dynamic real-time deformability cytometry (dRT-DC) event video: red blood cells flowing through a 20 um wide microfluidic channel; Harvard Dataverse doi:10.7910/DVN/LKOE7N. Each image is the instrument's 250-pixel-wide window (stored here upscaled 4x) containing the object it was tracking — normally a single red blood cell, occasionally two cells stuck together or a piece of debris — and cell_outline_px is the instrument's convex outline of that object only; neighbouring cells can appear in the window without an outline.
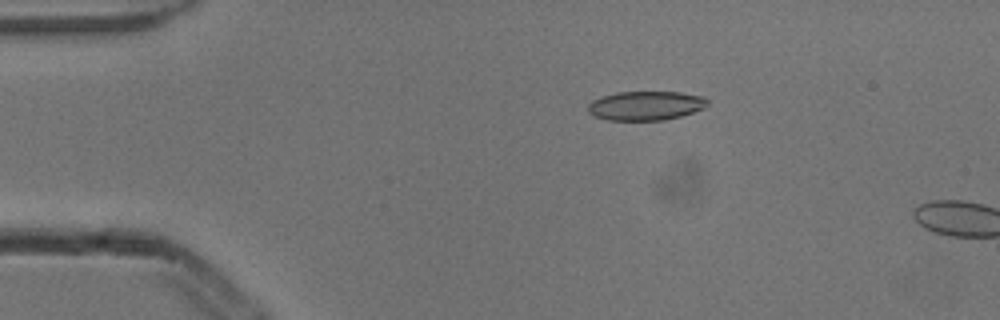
{"species": "common noctule bat (a hibernating species)", "species_latin": "Nyctalus noctula", "temperature_condition": "cold", "stored_images_in_passage": 4, "camera_frame_rate_fps": 3000, "um_per_image_px": 0.085, "animal": {"sex": "male", "body_mass_g": 13.3}, "frame": {"image": 1, "passage_image": 3, "time_ms": 0.667, "image_size_px": [1000, 320], "cell_outline_px": [[708, 104], [704, 108], [680, 116], [664, 120], [608, 120], [596, 116], [588, 112], [588, 104], [592, 100], [600, 96], [616, 92], [680, 92], [704, 96], [708, 100]], "centroid_in_image_um": [54.88, 8.97], "position_along_channel_um": 30.1, "area_um2": 20.35}}